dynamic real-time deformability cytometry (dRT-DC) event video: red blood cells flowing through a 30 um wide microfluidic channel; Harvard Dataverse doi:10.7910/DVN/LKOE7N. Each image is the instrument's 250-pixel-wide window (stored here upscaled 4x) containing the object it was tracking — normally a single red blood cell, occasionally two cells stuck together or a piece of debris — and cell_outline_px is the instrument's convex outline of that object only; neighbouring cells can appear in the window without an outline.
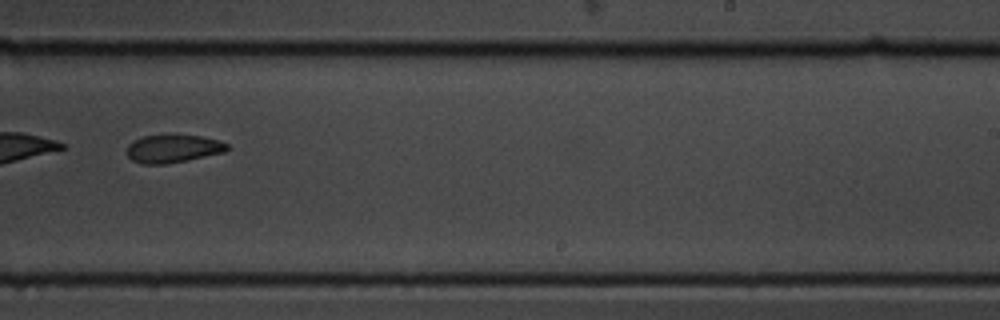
{"species": "common noctule bat (a hibernating species)", "species_latin": "Nyctalus noctula", "temperature_condition": "cold", "stored_images_in_passage": 57, "camera_frame_rate_fps": 3000, "um_per_image_px": 0.085, "animal": {"sex": "male", "body_mass_g": 19.5, "forearm_length_mm": 54.6}, "frame": {"image": 1, "passage_image": 37, "time_ms": 12.0, "image_size_px": [1000, 320], "cell_outline_px": [[232, 148], [224, 152], [188, 160], [164, 164], [144, 164], [132, 160], [128, 156], [128, 144], [132, 140], [144, 136], [168, 132], [176, 132], [200, 136], [220, 140], [228, 144]], "centroid_in_image_um": [14.74, 12.58], "position_along_channel_um": 274.3, "area_um2": 17.11}}
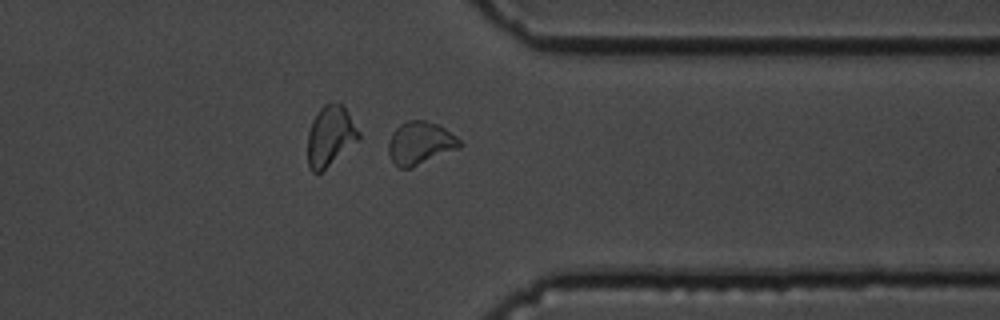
{"frame": {"image": 2, "passage_image": 46, "time_ms": 15.0, "image_size_px": [1000, 320], "cell_outline_px": [[464, 144], [460, 148], [412, 168], [400, 168], [392, 160], [388, 152], [388, 140], [392, 132], [400, 124], [408, 120], [424, 120], [436, 124], [444, 128], [456, 136]], "centroid_in_image_um": [35.72, 12.17], "position_along_channel_um": 375.7, "area_um2": 17.92}, "authors_computed_cell_mechanics": {"area_um2": 17.918, "velocity_mm_per_s": 3.4651, "shape_relaxation_time_tau1_ms": 5.2552, "shape_relaxation_time_tau2_ms": 3.6035, "deformation_change_tau1": 0.1173, "deformation_change_tau2": 0.0732}}